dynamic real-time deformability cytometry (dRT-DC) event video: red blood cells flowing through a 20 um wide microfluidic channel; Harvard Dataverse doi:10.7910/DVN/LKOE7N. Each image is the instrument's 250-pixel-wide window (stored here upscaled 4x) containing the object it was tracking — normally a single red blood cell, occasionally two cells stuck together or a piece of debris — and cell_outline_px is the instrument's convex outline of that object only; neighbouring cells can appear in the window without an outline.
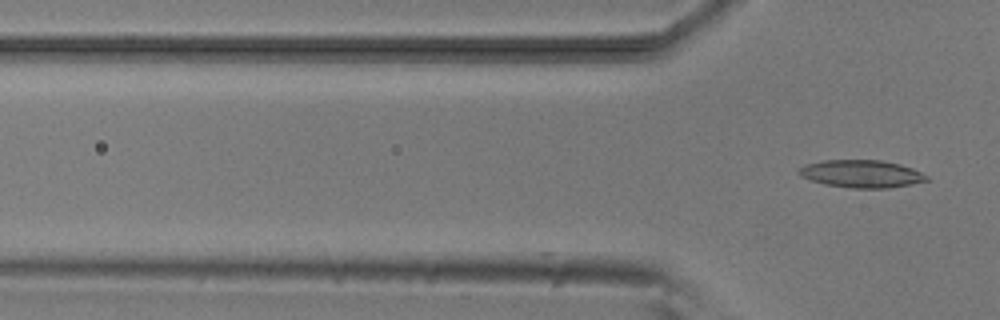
{"species": "common noctule bat (a hibernating species)", "species_latin": "Nyctalus noctula", "temperature_condition": "room temperature", "stored_images_in_passage": 4, "camera_frame_rate_fps": 3000, "um_per_image_px": 0.085, "animal": {"sex": "male", "body_mass_g": 20.5, "forearm_length_mm": 52.5}, "frame": {"image": 1, "passage_image": 4, "time_ms": 3.333, "image_size_px": [1000, 320], "cell_outline_px": [[932, 180], [912, 184], [888, 188], [852, 188], [824, 184], [800, 176], [800, 168], [804, 164], [824, 160], [880, 160], [900, 164], [912, 168], [928, 176]], "centroid_in_image_um": [73.27, 14.77], "position_along_channel_um": 52.5, "area_um2": 20.52}}